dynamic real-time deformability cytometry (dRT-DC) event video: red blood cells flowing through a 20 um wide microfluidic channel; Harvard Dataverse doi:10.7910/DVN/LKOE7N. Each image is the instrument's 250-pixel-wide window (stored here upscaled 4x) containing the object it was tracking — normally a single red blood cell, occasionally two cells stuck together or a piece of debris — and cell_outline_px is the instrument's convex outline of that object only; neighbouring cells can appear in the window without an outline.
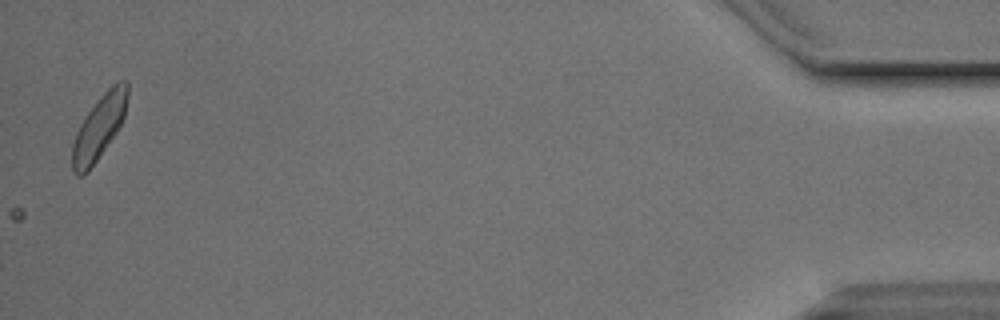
{"species": "Egyptian fruit bat (a non-hibernating species)", "species_latin": "Rousettus aegyptiacus", "temperature_condition": "cold", "stored_images_in_passage": 15, "segment_of_instrument_passage": [1, 2], "camera_frame_rate_fps": 3000, "um_per_image_px": 0.085, "animal": {"sex": "male"}, "frame": {"image": 1, "passage_image": 14, "time_ms": 4.333, "image_size_px": [1000, 320], "cell_outline_px": [[128, 96], [124, 116], [116, 132], [88, 172], [84, 176], [76, 176], [72, 172], [72, 144], [76, 132], [80, 124], [88, 112], [100, 96], [112, 84], [120, 80], [128, 80]], "centroid_in_image_um": [8.41, 10.82], "position_along_channel_um": 426.8, "area_um2": 20.52}}